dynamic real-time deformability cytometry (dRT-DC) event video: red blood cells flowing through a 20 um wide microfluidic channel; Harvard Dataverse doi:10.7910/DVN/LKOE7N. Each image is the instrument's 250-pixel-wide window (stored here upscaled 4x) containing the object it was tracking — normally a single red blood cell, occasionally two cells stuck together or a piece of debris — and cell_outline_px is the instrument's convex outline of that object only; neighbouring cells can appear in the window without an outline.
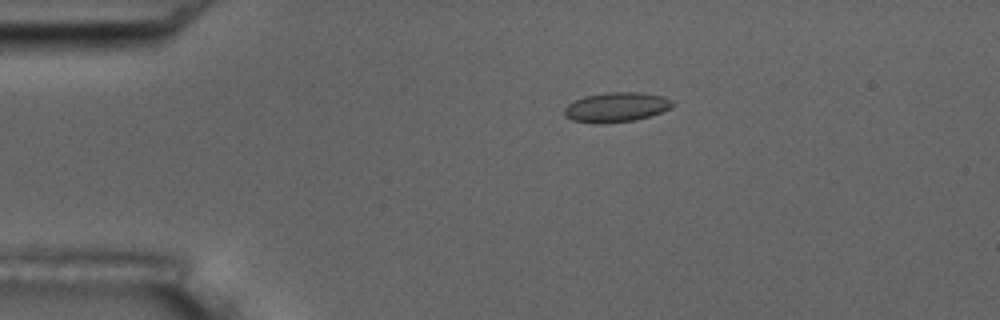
{"species": "common noctule bat (a hibernating species)", "species_latin": "Nyctalus noctula", "temperature_condition": "room temperature", "stored_images_in_passage": 9, "camera_frame_rate_fps": 3000, "um_per_image_px": 0.085, "animal": {"sex": "male", "body_mass_g": 17.5, "forearm_length_mm": 52.3}, "frame": {"image": 1, "passage_image": 4, "time_ms": 3.333, "image_size_px": [1000, 320], "cell_outline_px": [[676, 104], [660, 112], [648, 116], [632, 120], [604, 124], [596, 124], [572, 120], [564, 116], [564, 108], [568, 104], [584, 96], [608, 92], [640, 92], [664, 96], [672, 100]], "centroid_in_image_um": [52.36, 9.11], "position_along_channel_um": 32.6, "area_um2": 18.73}}
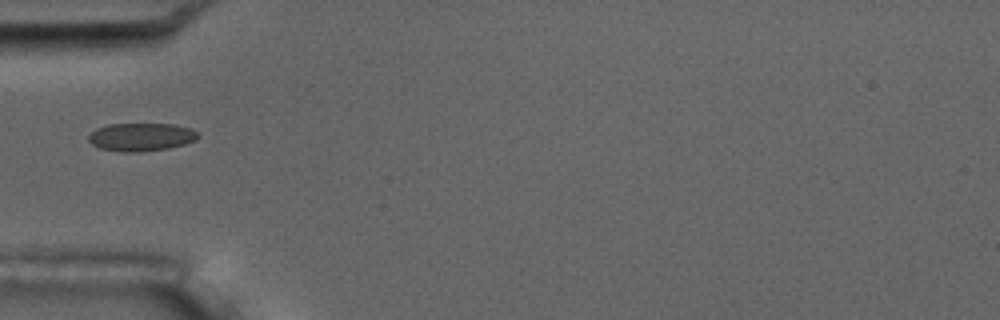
{"frame": {"image": 2, "passage_image": 6, "time_ms": 5.667, "image_size_px": [1000, 320], "cell_outline_px": [[200, 136], [196, 140], [184, 144], [168, 148], [136, 152], [124, 152], [100, 148], [92, 144], [88, 140], [88, 136], [96, 128], [108, 124], [176, 124], [200, 132]], "centroid_in_image_um": [12.01, 11.63], "position_along_channel_um": 73.0, "area_um2": 17.92}}
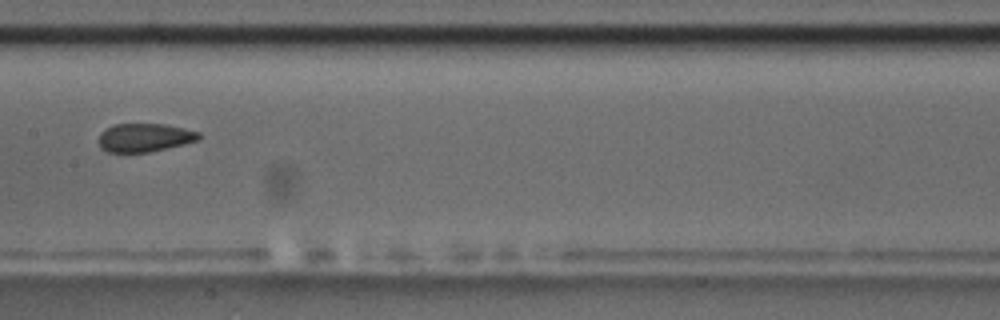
{"frame": {"image": 3, "passage_image": 9, "time_ms": 9.0, "image_size_px": [1000, 320], "cell_outline_px": [[200, 140], [184, 144], [148, 152], [108, 152], [100, 148], [100, 132], [112, 124], [164, 124], [184, 128], [200, 132]], "centroid_in_image_um": [12.3, 11.69], "position_along_channel_um": 195.1, "area_um2": 16.59}}